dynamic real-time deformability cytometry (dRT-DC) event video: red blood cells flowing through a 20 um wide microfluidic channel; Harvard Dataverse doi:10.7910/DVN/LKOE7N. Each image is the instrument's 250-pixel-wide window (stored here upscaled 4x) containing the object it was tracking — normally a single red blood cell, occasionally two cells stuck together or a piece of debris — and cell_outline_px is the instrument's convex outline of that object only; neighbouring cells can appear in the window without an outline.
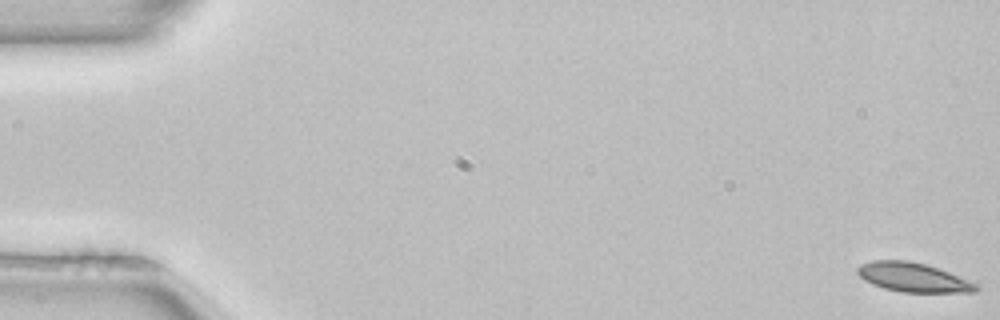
{"species": "common noctule bat (a hibernating species)", "species_latin": "Nyctalus noctula", "temperature_condition": "room temperature", "stored_images_in_passage": 52, "camera_frame_rate_fps": 3000, "um_per_image_px": 0.085, "animal": {"sex": "female", "body_mass_g": 22.7, "forearm_length_mm": 54.2}, "frame": {"image": 1, "passage_image": 1, "time_ms": 0.0, "image_size_px": [1000, 320], "cell_outline_px": [[980, 288], [976, 292], [900, 292], [884, 288], [872, 284], [864, 280], [856, 272], [856, 268], [860, 264], [872, 260], [908, 260], [924, 264], [948, 272], [976, 284]], "centroid_in_image_um": [77.55, 23.57], "position_along_channel_um": 7.4, "area_um2": 20.0}}
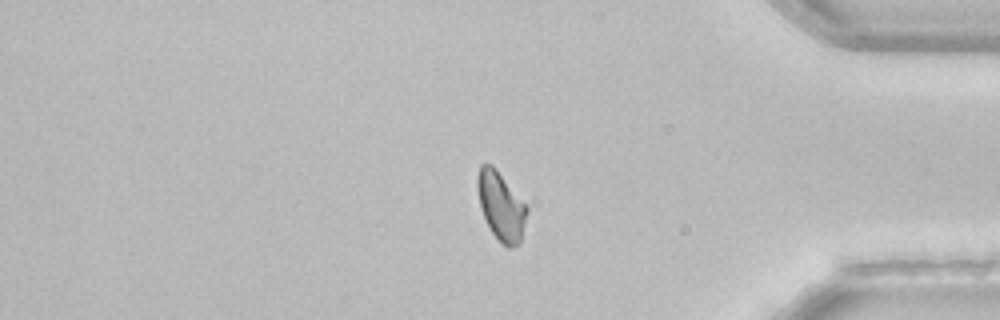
{"frame": {"image": 2, "passage_image": 44, "time_ms": 14.333, "image_size_px": [1000, 320], "cell_outline_px": [[528, 212], [520, 244], [508, 248], [492, 232], [480, 208], [476, 188], [476, 176], [480, 164], [492, 164], [496, 168], [528, 204]], "centroid_in_image_um": [42.6, 17.46], "position_along_channel_um": 392.6, "area_um2": 20.11}}
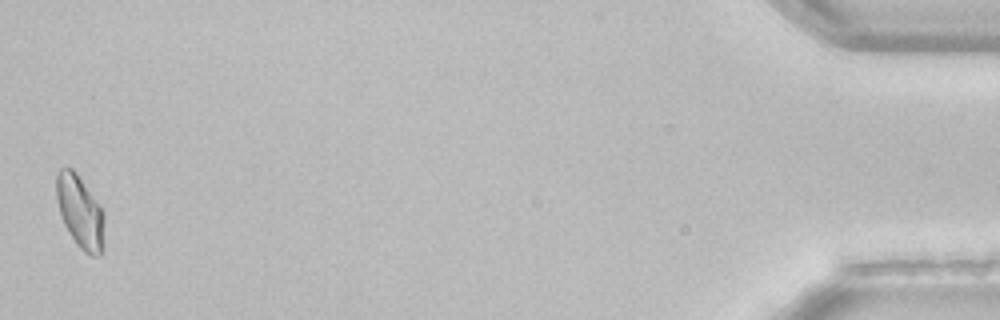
{"frame": {"image": 3, "passage_image": 52, "time_ms": 17.0, "image_size_px": [1000, 320], "cell_outline_px": [[104, 220], [100, 256], [92, 256], [84, 252], [76, 244], [68, 232], [64, 224], [56, 200], [56, 172], [60, 168], [72, 168], [76, 172], [100, 204], [104, 212]], "centroid_in_image_um": [6.79, 17.97], "position_along_channel_um": 428.4, "area_um2": 20.29}, "authors_computed_cell_mechanics": {"area_um2": 20.3167, "velocity_mm_per_s": 3.9538, "shape_relaxation_time_tau1_ms": 4.8813, "shape_relaxation_time_tau2_ms": 3.7314, "deformation_change_tau1": 0.1117, "deformation_change_tau2": 0.0923}}